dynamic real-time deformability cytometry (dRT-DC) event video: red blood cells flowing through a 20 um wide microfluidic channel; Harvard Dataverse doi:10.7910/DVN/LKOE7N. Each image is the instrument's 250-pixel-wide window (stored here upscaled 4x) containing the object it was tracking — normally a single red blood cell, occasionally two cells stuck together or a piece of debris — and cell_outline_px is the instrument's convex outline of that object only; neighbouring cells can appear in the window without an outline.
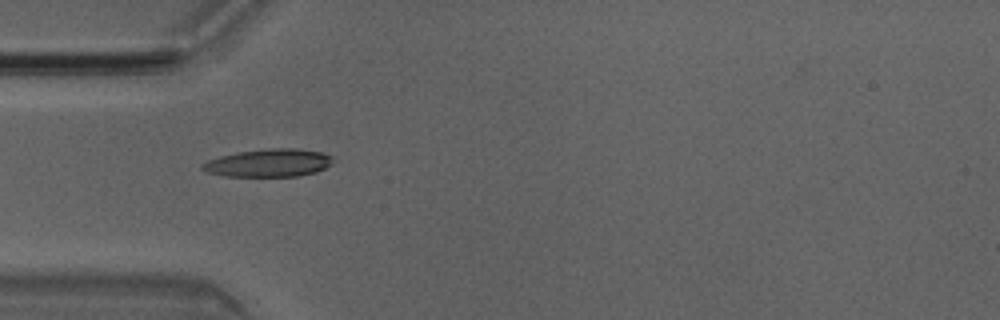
{"species": "Egyptian fruit bat (a non-hibernating species)", "species_latin": "Rousettus aegyptiacus", "temperature_condition": "room temperature", "stored_images_in_passage": 3, "camera_frame_rate_fps": 3000, "um_per_image_px": 0.085, "animal": {"sex": "male"}, "frame": {"image": 1, "passage_image": 1, "time_ms": 0.0, "image_size_px": [1000, 320], "cell_outline_px": [[332, 156], [328, 164], [324, 168], [316, 172], [296, 176], [224, 176], [204, 172], [200, 168], [200, 164], [208, 160], [220, 156], [240, 152], [272, 148], [292, 148], [320, 152]], "centroid_in_image_um": [22.75, 13.86], "position_along_channel_um": 62.3, "area_um2": 20.92}}